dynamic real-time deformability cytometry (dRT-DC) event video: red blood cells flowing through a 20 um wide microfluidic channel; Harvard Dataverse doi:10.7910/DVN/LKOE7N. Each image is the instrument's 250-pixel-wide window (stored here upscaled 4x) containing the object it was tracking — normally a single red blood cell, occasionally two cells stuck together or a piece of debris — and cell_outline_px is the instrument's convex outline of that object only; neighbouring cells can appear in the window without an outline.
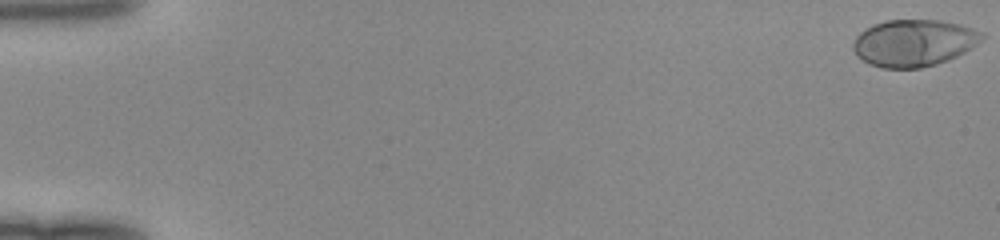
{"species": "human", "species_latin": "Homo sapiens", "temperature_condition": "room temperature", "stored_images_in_passage": 50, "camera_frame_rate_fps": 3000, "um_per_image_px": 0.085, "donor": {"sex": "female"}, "frame": {"image": 1, "passage_image": 1, "time_ms": 0.0, "image_size_px": [1000, 240], "cell_outline_px": [[984, 36], [976, 44], [964, 52], [948, 60], [936, 64], [920, 68], [880, 68], [868, 64], [856, 56], [852, 48], [852, 44], [856, 36], [864, 28], [872, 24], [888, 20], [940, 20], [960, 24], [984, 32]], "centroid_in_image_um": [77.63, 3.65], "position_along_channel_um": 7.4, "area_um2": 35.43}}
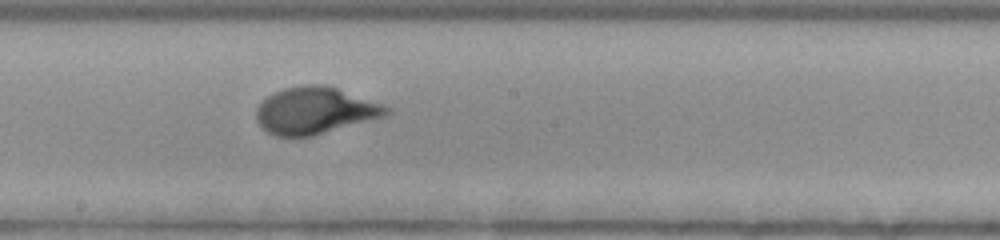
{"frame": {"image": 2, "passage_image": 29, "time_ms": 9.333, "image_size_px": [1000, 240], "cell_outline_px": [[392, 112], [388, 116], [312, 136], [276, 136], [268, 132], [256, 120], [256, 108], [268, 96], [284, 88], [304, 84], [324, 84], [384, 104], [392, 108]], "centroid_in_image_um": [26.84, 9.4], "position_along_channel_um": 221.4, "area_um2": 35.6}}
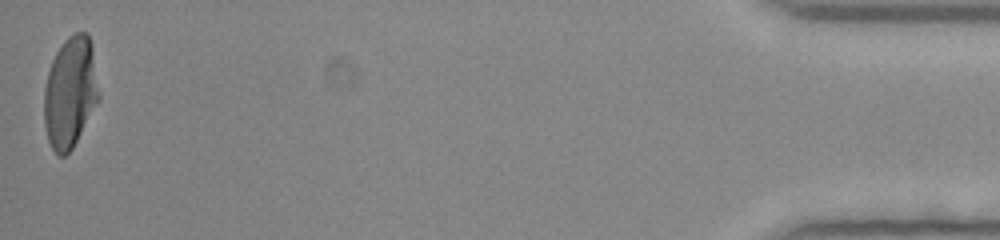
{"frame": {"image": 3, "passage_image": 50, "time_ms": 16.333, "image_size_px": [1000, 240], "cell_outline_px": [[100, 100], [72, 148], [64, 156], [60, 156], [52, 148], [48, 140], [44, 124], [44, 88], [48, 72], [52, 60], [56, 52], [64, 40], [68, 36], [76, 32], [88, 32], [92, 44], [100, 96]], "centroid_in_image_um": [5.98, 7.83], "position_along_channel_um": 429.2, "area_um2": 35.66}}